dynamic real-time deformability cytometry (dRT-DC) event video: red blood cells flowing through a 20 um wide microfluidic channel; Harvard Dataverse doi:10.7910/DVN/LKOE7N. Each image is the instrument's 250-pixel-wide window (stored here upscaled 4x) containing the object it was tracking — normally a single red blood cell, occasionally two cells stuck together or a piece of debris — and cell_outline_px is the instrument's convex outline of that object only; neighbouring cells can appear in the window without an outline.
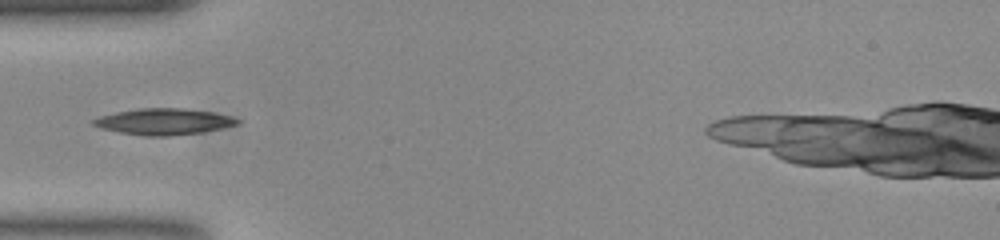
{"species": "common noctule bat (a hibernating species)", "species_latin": "Nyctalus noctula", "temperature_condition": "room temperature", "stored_images_in_passage": 35, "camera_frame_rate_fps": 3000, "um_per_image_px": 0.085, "animal": {"sex": "female", "body_mass_g": 23.0, "forearm_length_mm": 53.4}, "frame": {"image": 1, "passage_image": 1, "time_ms": 0.0, "image_size_px": [1000, 240], "cell_outline_px": [[240, 124], [204, 132], [168, 136], [144, 136], [120, 132], [100, 128], [92, 124], [88, 120], [100, 116], [116, 112], [140, 108], [184, 108], [212, 112], [232, 116], [240, 120]], "centroid_in_image_um": [13.92, 10.34], "position_along_channel_um": 71.1, "area_um2": 22.2}}
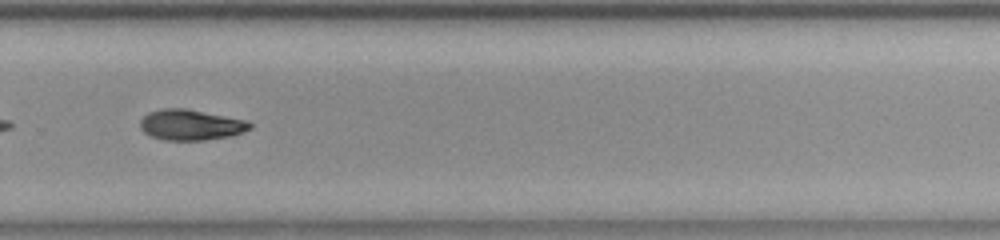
{"frame": {"image": 2, "passage_image": 20, "time_ms": 6.333, "image_size_px": [1000, 240], "cell_outline_px": [[252, 128], [244, 132], [232, 136], [204, 140], [164, 140], [148, 136], [140, 128], [140, 120], [148, 112], [164, 108], [184, 108], [248, 120], [252, 124]], "centroid_in_image_um": [16.22, 10.62], "position_along_channel_um": 313.6, "area_um2": 19.83}}